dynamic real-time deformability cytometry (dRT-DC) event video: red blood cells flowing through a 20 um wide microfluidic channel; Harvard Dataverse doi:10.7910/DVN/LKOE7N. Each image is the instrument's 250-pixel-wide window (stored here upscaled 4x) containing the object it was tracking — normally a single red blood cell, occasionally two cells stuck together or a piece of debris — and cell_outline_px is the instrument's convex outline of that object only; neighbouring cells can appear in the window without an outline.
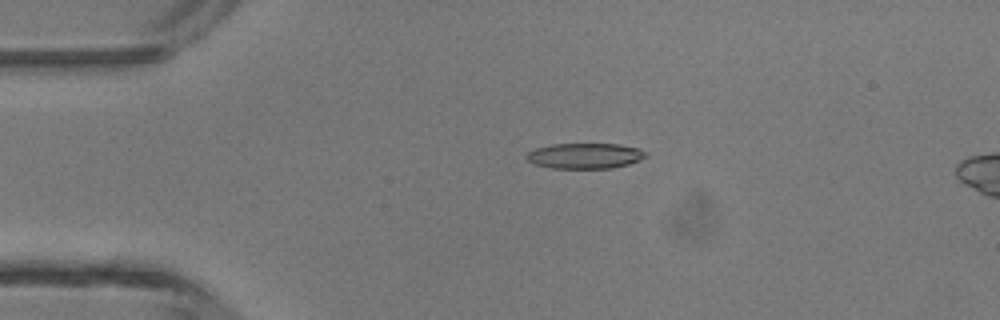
{"species": "common noctule bat (a hibernating species)", "species_latin": "Nyctalus noctula", "temperature_condition": "room temperature", "stored_images_in_passage": 4, "camera_frame_rate_fps": 3000, "um_per_image_px": 0.085, "animal": {"sex": "male", "body_mass_g": 13.3}, "frame": {"image": 1, "passage_image": 3, "time_ms": 0.667, "image_size_px": [1000, 320], "cell_outline_px": [[648, 156], [640, 160], [628, 164], [612, 168], [552, 168], [536, 164], [528, 160], [524, 156], [528, 152], [536, 148], [552, 144], [620, 144], [640, 148]], "centroid_in_image_um": [49.74, 13.24], "position_along_channel_um": 35.3, "area_um2": 17.69}}